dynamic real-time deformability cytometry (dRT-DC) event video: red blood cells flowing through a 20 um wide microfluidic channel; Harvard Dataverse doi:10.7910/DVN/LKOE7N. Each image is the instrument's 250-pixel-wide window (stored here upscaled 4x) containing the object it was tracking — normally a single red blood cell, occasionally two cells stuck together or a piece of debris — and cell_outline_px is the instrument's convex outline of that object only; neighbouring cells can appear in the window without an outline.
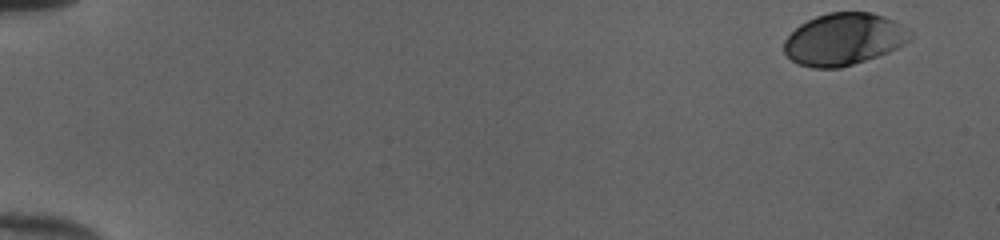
{"species": "human", "species_latin": "Homo sapiens", "temperature_condition": "cold", "stored_images_in_passage": 50, "camera_frame_rate_fps": 3000, "um_per_image_px": 0.085, "donor": {"sex": "female"}, "frame": {"image": 1, "passage_image": 1, "time_ms": 0.0, "image_size_px": [1000, 240], "cell_outline_px": [[912, 40], [888, 52], [840, 68], [812, 68], [800, 64], [792, 60], [784, 52], [784, 40], [800, 24], [816, 16], [828, 12], [872, 12], [884, 16], [900, 24], [912, 32]], "centroid_in_image_um": [71.73, 3.32], "position_along_channel_um": 13.3, "area_um2": 38.09}}
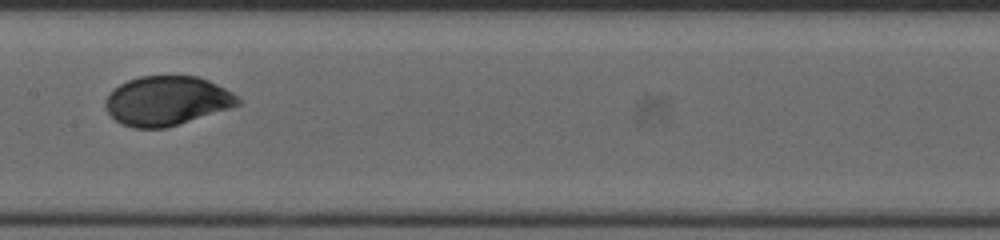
{"frame": {"image": 2, "passage_image": 27, "time_ms": 8.667, "image_size_px": [1000, 240], "cell_outline_px": [[240, 104], [232, 108], [164, 128], [132, 128], [120, 124], [108, 112], [104, 104], [104, 100], [108, 92], [112, 88], [128, 80], [140, 76], [196, 76], [208, 80], [232, 92], [240, 100]], "centroid_in_image_um": [14.14, 8.57], "position_along_channel_um": 193.3, "area_um2": 38.15}}
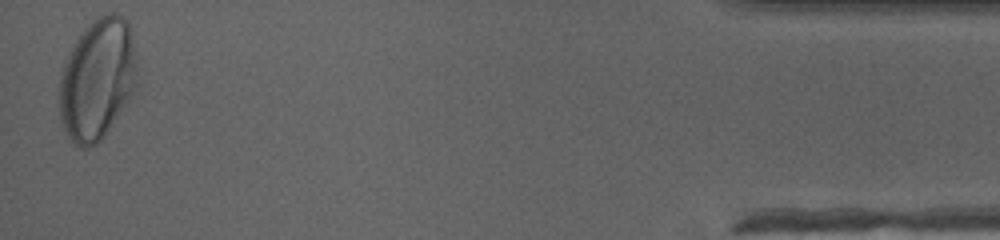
{"frame": {"image": 3, "passage_image": 50, "time_ms": 16.333, "image_size_px": [1000, 240], "cell_outline_px": [[136, 92], [104, 136], [96, 144], [88, 148], [76, 148], [68, 136], [60, 120], [60, 72], [64, 60], [72, 44], [80, 32], [96, 16], [108, 12], [116, 12], [124, 16], [128, 20], [132, 32], [136, 60]], "centroid_in_image_um": [8.28, 6.71], "position_along_channel_um": 426.9, "area_um2": 56.12}, "authors_computed_cell_mechanics": {"area_um2": 38.4948, "velocity_mm_per_s": 4.0033, "shape_relaxation_time_tau1_ms": 3.3271, "shape_relaxation_time_tau2_ms": null, "deformation_change_tau1": 0.1465, "deformation_change_tau2": null}}